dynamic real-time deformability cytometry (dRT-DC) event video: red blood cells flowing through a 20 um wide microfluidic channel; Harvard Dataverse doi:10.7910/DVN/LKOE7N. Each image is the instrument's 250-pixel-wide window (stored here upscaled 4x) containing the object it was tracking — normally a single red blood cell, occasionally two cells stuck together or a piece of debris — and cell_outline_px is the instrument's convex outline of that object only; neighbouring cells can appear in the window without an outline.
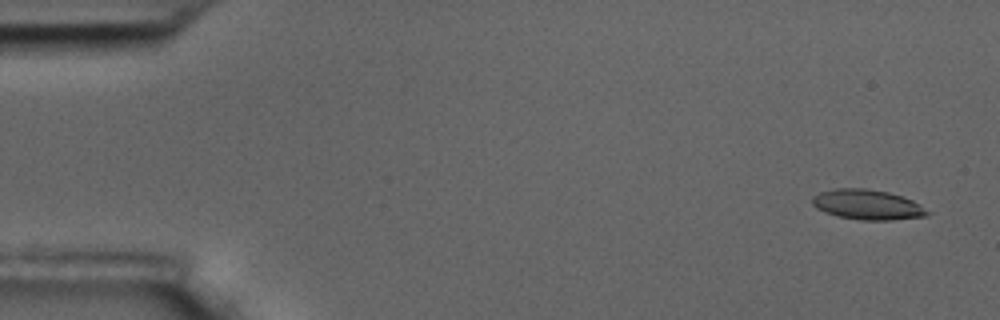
{"species": "common noctule bat (a hibernating species)", "species_latin": "Nyctalus noctula", "temperature_condition": "room temperature", "stored_images_in_passage": 3, "camera_frame_rate_fps": 3000, "um_per_image_px": 0.085, "animal": {"sex": "male", "body_mass_g": 17.5, "forearm_length_mm": 52.3}, "frame": {"image": 1, "passage_image": 1, "time_ms": 0.0, "image_size_px": [1000, 320], "cell_outline_px": [[932, 212], [928, 216], [892, 220], [860, 220], [836, 216], [824, 212], [816, 208], [812, 204], [812, 196], [820, 192], [836, 188], [864, 188], [888, 192], [912, 200]], "centroid_in_image_um": [73.72, 17.4], "position_along_channel_um": 11.3, "area_um2": 20.29}}